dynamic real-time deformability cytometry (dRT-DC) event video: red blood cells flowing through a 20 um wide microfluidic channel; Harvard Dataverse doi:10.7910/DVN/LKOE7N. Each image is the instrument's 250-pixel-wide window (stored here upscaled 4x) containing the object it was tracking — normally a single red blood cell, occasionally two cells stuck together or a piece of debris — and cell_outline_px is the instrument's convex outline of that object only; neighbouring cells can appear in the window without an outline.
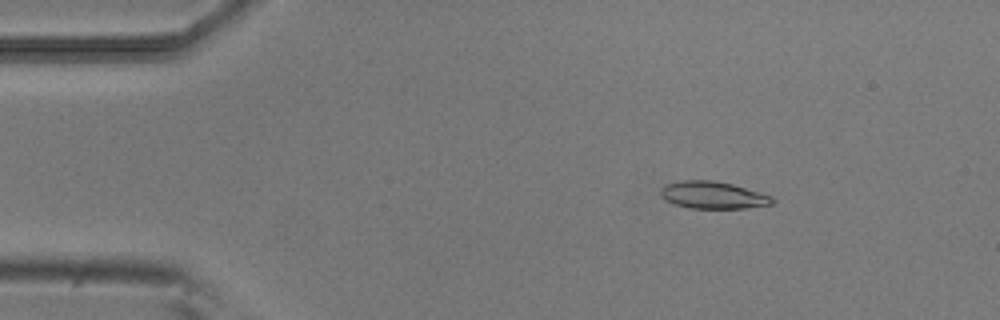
{"species": "common noctule bat (a hibernating species)", "species_latin": "Nyctalus noctula", "temperature_condition": "room temperature", "stored_images_in_passage": 40, "camera_frame_rate_fps": 3000, "um_per_image_px": 0.085, "animal": {"sex": "male", "body_mass_g": 20.5, "forearm_length_mm": 52.5}, "frame": {"image": 1, "passage_image": 8, "time_ms": 2.333, "image_size_px": [1000, 320], "cell_outline_px": [[776, 200], [772, 204], [744, 208], [688, 208], [664, 200], [660, 196], [660, 188], [668, 184], [684, 180], [712, 180], [732, 184], [760, 192], [772, 196]], "centroid_in_image_um": [60.6, 16.58], "position_along_channel_um": 24.4, "area_um2": 17.69}}
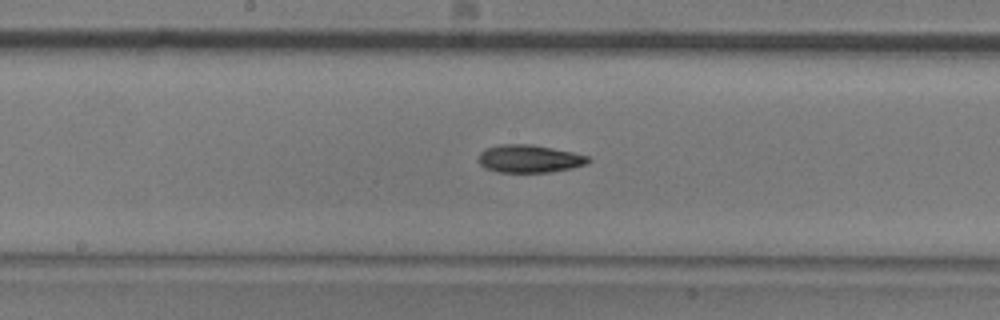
{"frame": {"image": 2, "passage_image": 27, "time_ms": 8.667, "image_size_px": [1000, 320], "cell_outline_px": [[592, 160], [588, 164], [572, 168], [548, 172], [496, 172], [484, 168], [480, 164], [480, 152], [488, 148], [500, 144], [532, 144], [572, 152], [588, 156]], "centroid_in_image_um": [45.02, 13.5], "position_along_channel_um": 203.2, "area_um2": 17.74}}
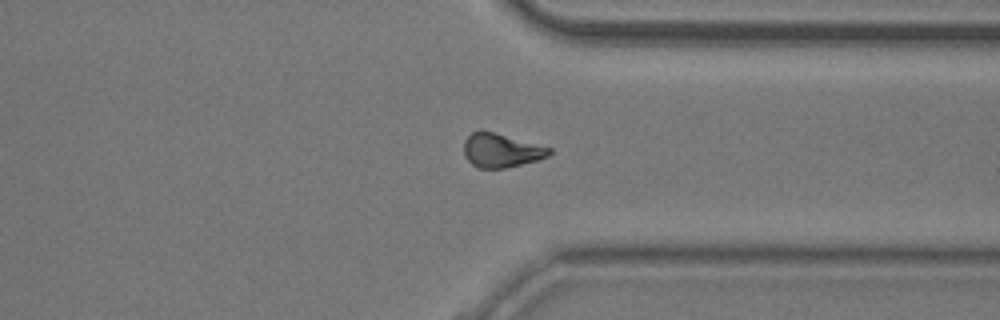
{"frame": {"image": 3, "passage_image": 40, "time_ms": 13.0, "image_size_px": [1000, 320], "cell_outline_px": [[552, 152], [548, 156], [536, 160], [504, 168], [476, 168], [464, 156], [464, 140], [472, 132], [480, 128], [552, 148]], "centroid_in_image_um": [42.56, 12.76], "position_along_channel_um": 368.8, "area_um2": 16.94}, "authors_computed_cell_mechanics": {"area_um2": 17.5423, "velocity_mm_per_s": 3.8493, "shape_relaxation_time_tau1_ms": 6.6922, "shape_relaxation_time_tau2_ms": null, "deformation_change_tau1": 0.1902, "deformation_change_tau2": null}}